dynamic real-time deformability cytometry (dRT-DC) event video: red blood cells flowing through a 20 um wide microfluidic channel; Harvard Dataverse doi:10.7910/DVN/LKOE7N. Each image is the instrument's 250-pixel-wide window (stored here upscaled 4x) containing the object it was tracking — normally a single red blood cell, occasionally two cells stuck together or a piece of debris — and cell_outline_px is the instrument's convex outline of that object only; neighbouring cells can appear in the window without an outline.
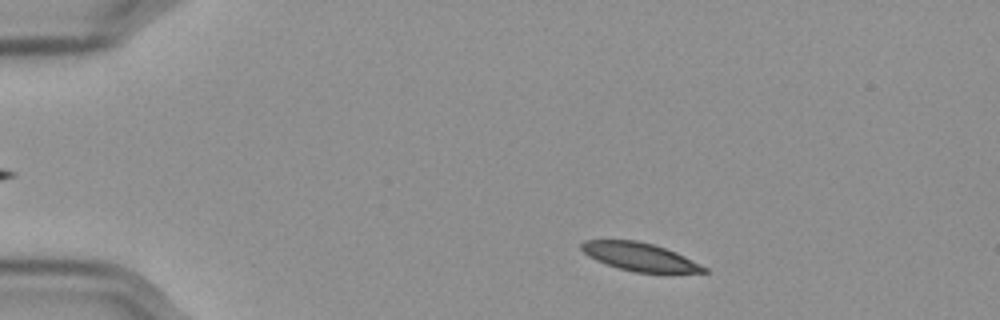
{"species": "Egyptian fruit bat (a non-hibernating species)", "species_latin": "Rousettus aegyptiacus", "temperature_condition": "cold", "stored_images_in_passage": 52, "camera_frame_rate_fps": 3000, "um_per_image_px": 0.085, "frame": {"image": 1, "passage_image": 5, "time_ms": 1.333, "image_size_px": [1000, 320], "cell_outline_px": [[708, 272], [636, 272], [620, 268], [596, 260], [588, 256], [580, 248], [580, 244], [584, 240], [636, 240], [652, 244], [676, 252], [708, 268]], "centroid_in_image_um": [54.35, 21.81], "position_along_channel_um": 30.6, "area_um2": 19.71}}
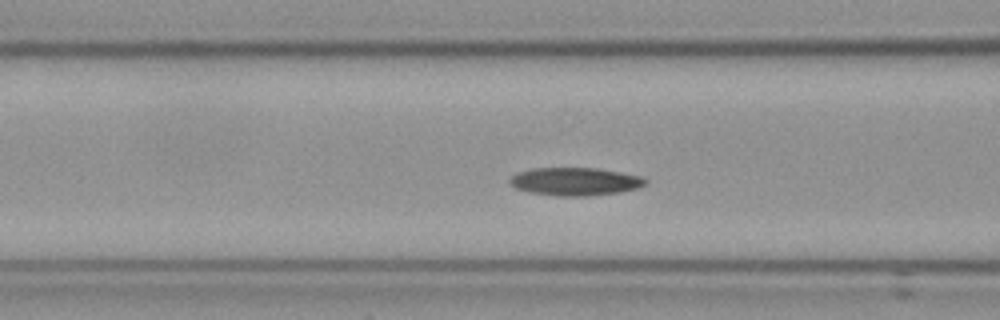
{"frame": {"image": 2, "passage_image": 18, "time_ms": 5.667, "image_size_px": [1000, 320], "cell_outline_px": [[648, 184], [636, 188], [620, 192], [588, 196], [556, 196], [532, 192], [516, 188], [508, 184], [508, 180], [516, 172], [532, 168], [596, 168], [644, 176], [648, 180]], "centroid_in_image_um": [48.9, 15.42], "position_along_channel_um": 117.7, "area_um2": 22.31}}
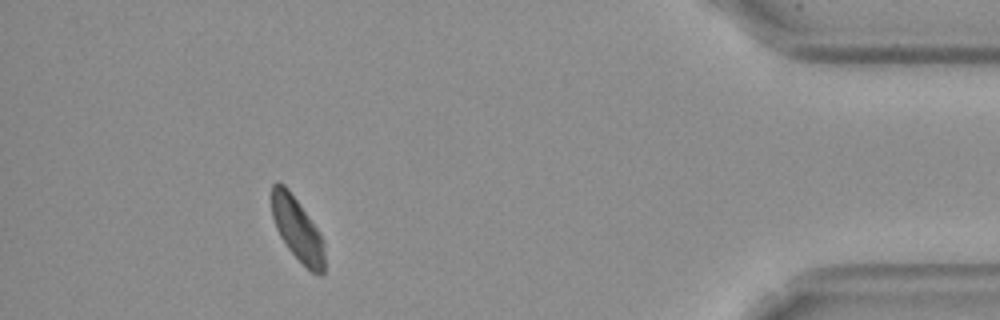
{"frame": {"image": 3, "passage_image": 47, "time_ms": 15.333, "image_size_px": [1000, 320], "cell_outline_px": [[324, 272], [320, 276], [312, 272], [288, 248], [280, 236], [276, 228], [272, 216], [272, 184], [276, 180], [284, 184], [288, 188], [316, 228], [324, 240]], "centroid_in_image_um": [25.26, 19.46], "position_along_channel_um": 409.9, "area_um2": 19.19}, "authors_computed_cell_mechanics": {"area_um2": 21.1259, "velocity_mm_per_s": 3.5312, "shape_relaxation_time_tau1_ms": 7.0474, "shape_relaxation_time_tau2_ms": null, "deformation_change_tau1": 0.1148, "deformation_change_tau2": null}}